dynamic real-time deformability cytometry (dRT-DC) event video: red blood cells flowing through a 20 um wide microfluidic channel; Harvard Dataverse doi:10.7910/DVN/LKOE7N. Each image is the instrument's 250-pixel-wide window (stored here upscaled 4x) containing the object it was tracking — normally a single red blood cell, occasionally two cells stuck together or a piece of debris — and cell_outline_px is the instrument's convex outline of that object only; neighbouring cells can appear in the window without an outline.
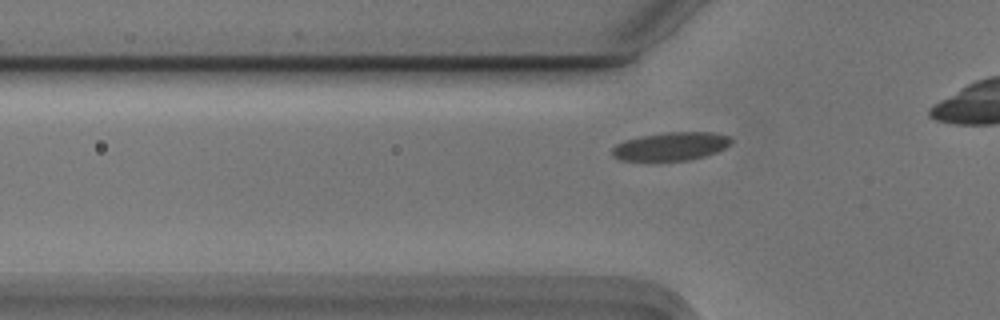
{"species": "Egyptian fruit bat (a non-hibernating species)", "species_latin": "Rousettus aegyptiacus", "temperature_condition": "cold", "stored_images_in_passage": 22, "camera_frame_rate_fps": 3000, "um_per_image_px": 0.085, "animal": {"sex": "male"}, "frame": {"image": 1, "passage_image": 12, "time_ms": 3.667, "image_size_px": [1000, 320], "cell_outline_px": [[732, 144], [716, 152], [704, 156], [688, 160], [656, 164], [620, 160], [612, 156], [612, 148], [616, 144], [624, 140], [640, 136], [664, 132], [716, 132], [732, 136]], "centroid_in_image_um": [56.99, 12.48], "position_along_channel_um": 68.8, "area_um2": 20.75}}
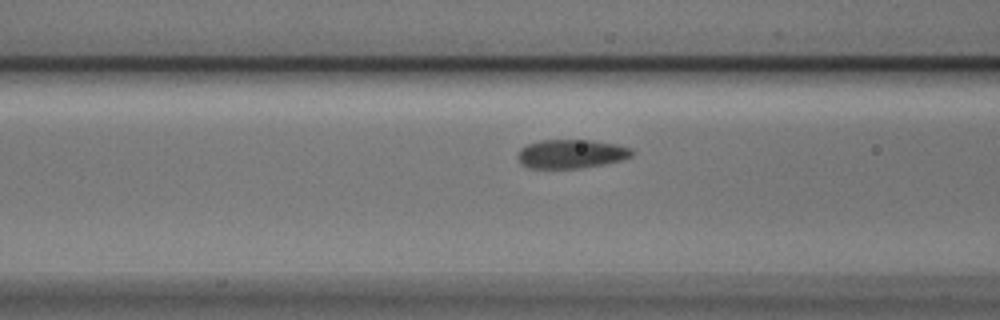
{"frame": {"image": 2, "passage_image": 16, "time_ms": 5.0, "image_size_px": [1000, 320], "cell_outline_px": [[636, 152], [632, 156], [624, 160], [604, 164], [580, 168], [528, 168], [520, 164], [516, 156], [520, 148], [528, 144], [540, 140], [592, 140], [616, 144], [632, 148]], "centroid_in_image_um": [48.57, 13.08], "position_along_channel_um": 118.0, "area_um2": 19.54}}
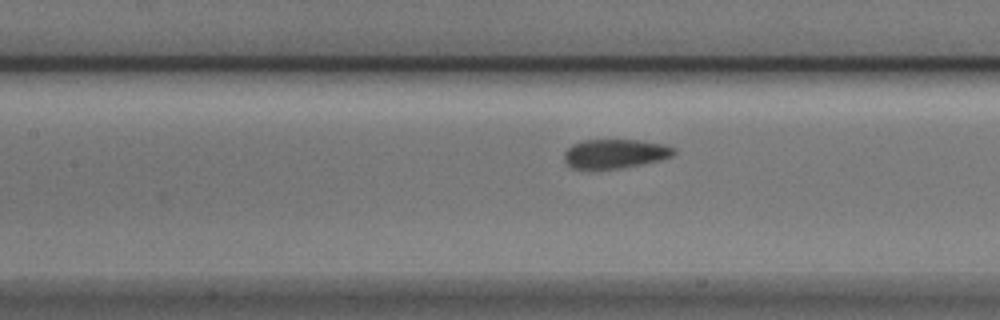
{"frame": {"image": 3, "passage_image": 19, "time_ms": 6.0, "image_size_px": [1000, 320], "cell_outline_px": [[676, 152], [672, 156], [660, 160], [620, 168], [572, 168], [564, 160], [564, 152], [572, 144], [580, 140], [636, 140], [664, 144], [676, 148]], "centroid_in_image_um": [52.28, 13.05], "position_along_channel_um": 155.1, "area_um2": 18.5}}